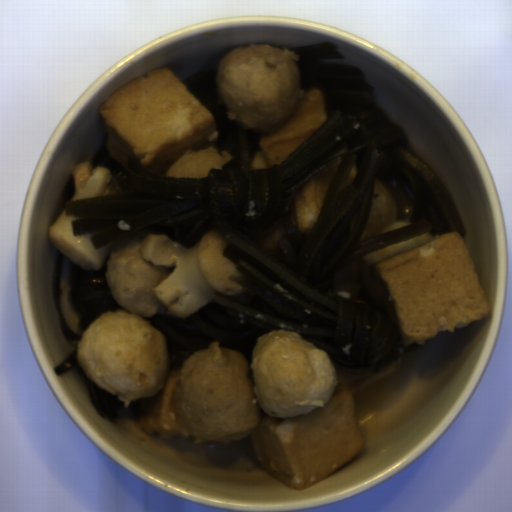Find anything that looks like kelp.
<instances>
[{
	"mask_svg": "<svg viewBox=\"0 0 512 512\" xmlns=\"http://www.w3.org/2000/svg\"><path fill=\"white\" fill-rule=\"evenodd\" d=\"M331 42L288 49L298 54L301 90L325 95L329 120L279 164L251 170L262 134L229 119L217 94L219 67L181 83L212 113L217 153L231 159L206 177H170L129 158L127 169L101 146L88 161L109 168L116 195L71 200L74 178L62 193L74 236L90 235L95 249L112 244L99 271H86L59 249L52 273L53 305L64 337L73 344L57 376L74 367L101 418L116 424L124 401L97 387L77 362L84 332L103 313L123 309L106 280L111 251L122 252L147 235H168L190 248L209 230L229 244L224 251L246 277H227L254 295L248 305L214 291V303L184 319L142 317L166 336L170 368L208 348L243 353L249 365L258 336L298 332L326 351L335 369L370 375L389 368L421 344L405 347L391 315L377 306L364 279L363 255L429 232L466 231L436 171L410 148L405 130L375 105L377 87L360 68L322 62L347 59ZM314 228L298 232L293 197L312 179L339 165ZM376 177L392 194L397 220L413 223L357 241L374 198Z\"/></svg>",
	"mask_w": 512,
	"mask_h": 512,
	"instance_id": "obj_1",
	"label": "kelp"
}]
</instances>
